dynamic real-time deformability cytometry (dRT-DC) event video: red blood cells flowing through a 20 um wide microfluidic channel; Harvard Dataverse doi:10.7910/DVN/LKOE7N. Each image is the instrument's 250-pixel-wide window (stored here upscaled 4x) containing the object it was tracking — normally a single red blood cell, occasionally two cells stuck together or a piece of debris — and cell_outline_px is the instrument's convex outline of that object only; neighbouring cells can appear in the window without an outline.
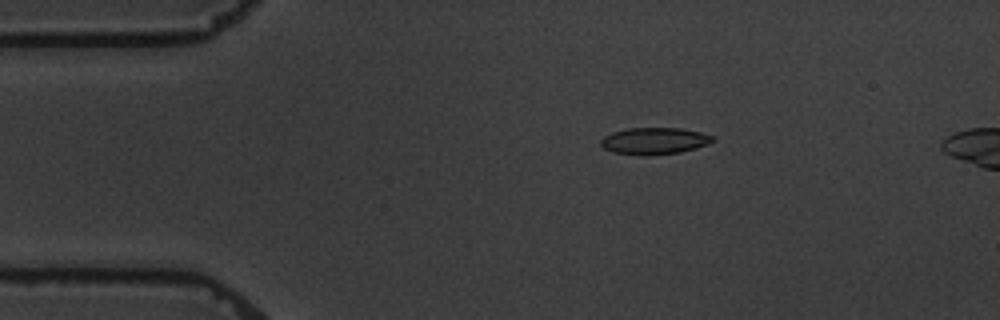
{"species": "common noctule bat (a hibernating species)", "species_latin": "Nyctalus noctula", "temperature_condition": "warm", "stored_images_in_passage": 6, "camera_frame_rate_fps": 3000, "um_per_image_px": 0.085, "animal": {"sex": "male", "body_mass_g": 19.5, "forearm_length_mm": 54.6}, "frame": {"image": 1, "passage_image": 3, "time_ms": 2.333, "image_size_px": [1000, 320], "cell_outline_px": [[716, 140], [708, 144], [696, 148], [680, 152], [644, 156], [612, 152], [604, 148], [600, 144], [600, 140], [604, 136], [612, 132], [628, 128], [680, 128], [700, 132], [716, 136]], "centroid_in_image_um": [55.63, 11.98], "position_along_channel_um": 29.4, "area_um2": 17.63}}